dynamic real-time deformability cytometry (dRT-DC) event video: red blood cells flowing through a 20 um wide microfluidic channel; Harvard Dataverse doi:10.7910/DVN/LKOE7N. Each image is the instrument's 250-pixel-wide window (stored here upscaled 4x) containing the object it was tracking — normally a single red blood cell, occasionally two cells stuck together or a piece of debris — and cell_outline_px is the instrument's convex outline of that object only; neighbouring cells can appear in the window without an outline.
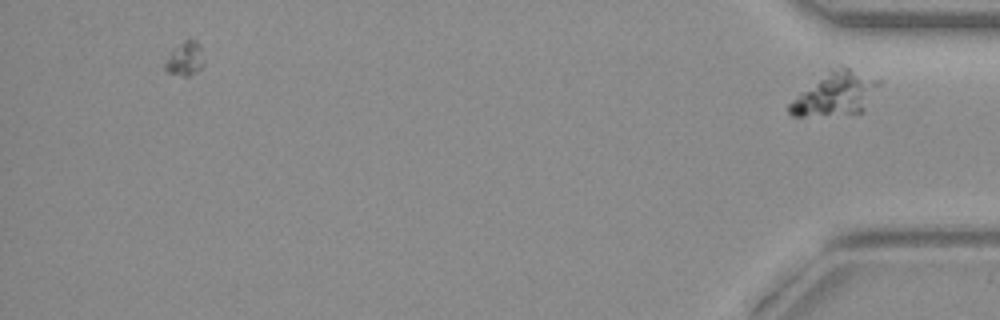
{"species": "common noctule bat (a hibernating species)", "species_latin": "Nyctalus noctula", "temperature_condition": "warm", "stored_images_in_passage": 40, "camera_frame_rate_fps": 3000, "um_per_image_px": 0.085, "animal": {"sex": "female", "body_mass_g": 19.3, "forearm_length_mm": 54.1}, "frame": {"image": 1, "passage_image": 40, "time_ms": 13.0, "image_size_px": [1000, 320], "cell_outline_px": [[884, 80], [864, 112], [804, 116], [792, 116], [788, 112], [788, 104], [800, 92], [828, 68], [840, 64]], "centroid_in_image_um": [71.07, 7.92], "position_along_channel_um": 364.1, "area_um2": 23.35}}